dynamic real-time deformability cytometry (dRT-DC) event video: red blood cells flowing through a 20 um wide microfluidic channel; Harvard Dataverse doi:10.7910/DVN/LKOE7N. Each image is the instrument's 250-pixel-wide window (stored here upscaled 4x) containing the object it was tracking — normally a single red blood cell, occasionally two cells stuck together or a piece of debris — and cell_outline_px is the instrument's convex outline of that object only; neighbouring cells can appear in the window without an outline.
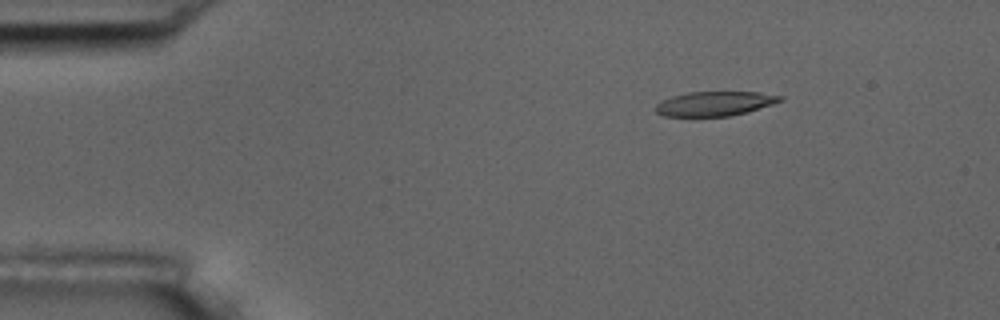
{"species": "common noctule bat (a hibernating species)", "species_latin": "Nyctalus noctula", "temperature_condition": "room temperature", "stored_images_in_passage": 4, "camera_frame_rate_fps": 3000, "um_per_image_px": 0.085, "animal": {"sex": "male", "body_mass_g": 17.5, "forearm_length_mm": 52.3}, "frame": {"image": 1, "passage_image": 1, "time_ms": 0.0, "image_size_px": [1000, 320], "cell_outline_px": [[784, 100], [748, 112], [728, 116], [664, 116], [656, 112], [656, 104], [660, 100], [672, 96], [688, 92], [756, 92], [784, 96]], "centroid_in_image_um": [60.75, 8.8], "position_along_channel_um": 24.3, "area_um2": 17.74}}
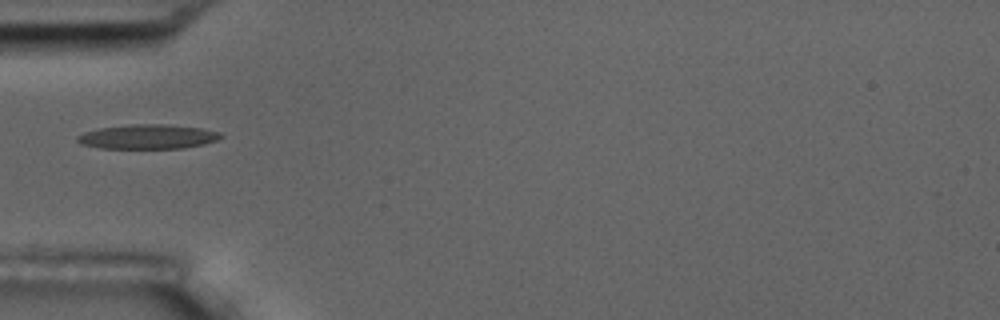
{"frame": {"image": 2, "passage_image": 4, "time_ms": 1.0, "image_size_px": [1000, 320], "cell_outline_px": [[224, 136], [216, 140], [204, 144], [184, 148], [100, 148], [80, 144], [76, 140], [76, 136], [84, 132], [100, 128], [132, 124], [160, 124], [204, 128], [220, 132]], "centroid_in_image_um": [12.56, 11.62], "position_along_channel_um": 72.4, "area_um2": 20.46}}